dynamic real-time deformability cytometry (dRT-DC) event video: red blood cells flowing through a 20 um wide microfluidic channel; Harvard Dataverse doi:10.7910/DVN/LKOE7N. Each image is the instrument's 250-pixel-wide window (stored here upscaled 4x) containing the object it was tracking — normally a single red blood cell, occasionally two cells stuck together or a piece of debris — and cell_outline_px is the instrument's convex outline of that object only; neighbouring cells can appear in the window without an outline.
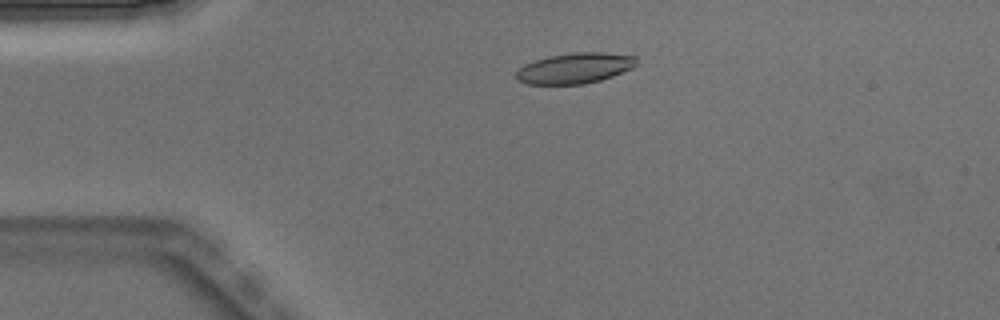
{"species": "Egyptian fruit bat (a non-hibernating species)", "species_latin": "Rousettus aegyptiacus", "temperature_condition": "warm", "stored_images_in_passage": 2, "camera_frame_rate_fps": 3000, "um_per_image_px": 0.085, "animal": {"sex": "male"}, "frame": {"image": 1, "passage_image": 2, "time_ms": 0.333, "image_size_px": [1000, 320], "cell_outline_px": [[636, 64], [632, 68], [612, 76], [600, 80], [584, 84], [524, 84], [516, 80], [516, 72], [524, 64], [548, 56], [576, 52], [604, 52], [636, 56]], "centroid_in_image_um": [48.84, 5.79], "position_along_channel_um": 36.2, "area_um2": 21.44}}